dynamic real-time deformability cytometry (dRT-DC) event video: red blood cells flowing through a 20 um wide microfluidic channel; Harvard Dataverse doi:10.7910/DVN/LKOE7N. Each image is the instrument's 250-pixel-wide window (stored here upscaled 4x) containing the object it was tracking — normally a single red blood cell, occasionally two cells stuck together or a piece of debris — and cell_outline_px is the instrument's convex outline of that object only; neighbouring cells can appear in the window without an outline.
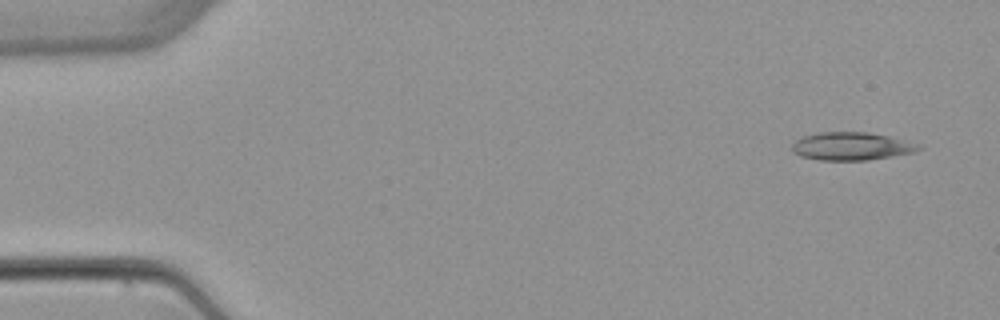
{"species": "common noctule bat (a hibernating species)", "species_latin": "Nyctalus noctula", "temperature_condition": "warm", "stored_images_in_passage": 5, "segment_of_instrument_passage": [1, 2], "camera_frame_rate_fps": 3000, "um_per_image_px": 0.085, "animal": {"sex": "female", "body_mass_g": 22.7, "forearm_length_mm": 54.2}, "frame": {"image": 1, "passage_image": 1, "time_ms": 0.0, "image_size_px": [1000, 320], "cell_outline_px": [[924, 148], [916, 152], [868, 160], [820, 160], [800, 156], [792, 152], [792, 144], [796, 140], [804, 136], [820, 132], [868, 132], [888, 136], [924, 144]], "centroid_in_image_um": [72.44, 12.43], "position_along_channel_um": 12.6, "area_um2": 20.87}}